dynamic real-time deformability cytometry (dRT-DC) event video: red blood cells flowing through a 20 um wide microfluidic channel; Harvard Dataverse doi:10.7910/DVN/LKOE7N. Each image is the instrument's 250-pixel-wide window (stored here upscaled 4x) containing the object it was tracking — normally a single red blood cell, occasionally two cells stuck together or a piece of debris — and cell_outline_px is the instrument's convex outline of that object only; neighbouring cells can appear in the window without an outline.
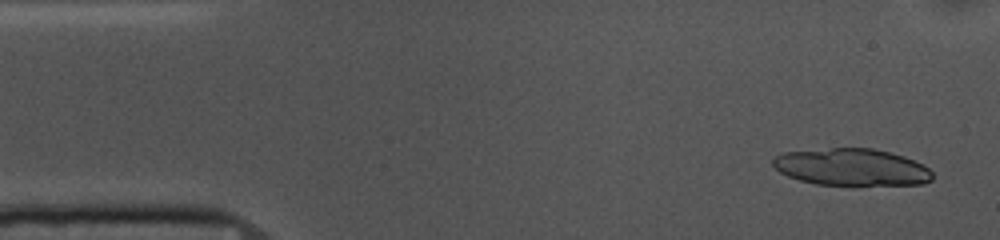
{"species": "common noctule bat (a hibernating species)", "species_latin": "Nyctalus noctula", "temperature_condition": "cold", "stored_images_in_passage": 16, "camera_frame_rate_fps": 3000, "um_per_image_px": 0.085, "animal": {"sex": "female", "body_mass_g": 10.0, "forearm_length_mm": 53.1}, "frame": {"image": 1, "passage_image": 2, "time_ms": 0.333, "image_size_px": [1000, 240], "cell_outline_px": [[932, 180], [924, 184], [816, 184], [800, 180], [788, 176], [780, 172], [772, 164], [772, 160], [776, 156], [784, 152], [832, 148], [872, 148], [904, 156], [928, 168], [932, 172]], "centroid_in_image_um": [72.37, 14.2], "position_along_channel_um": 12.6, "area_um2": 33.93}}